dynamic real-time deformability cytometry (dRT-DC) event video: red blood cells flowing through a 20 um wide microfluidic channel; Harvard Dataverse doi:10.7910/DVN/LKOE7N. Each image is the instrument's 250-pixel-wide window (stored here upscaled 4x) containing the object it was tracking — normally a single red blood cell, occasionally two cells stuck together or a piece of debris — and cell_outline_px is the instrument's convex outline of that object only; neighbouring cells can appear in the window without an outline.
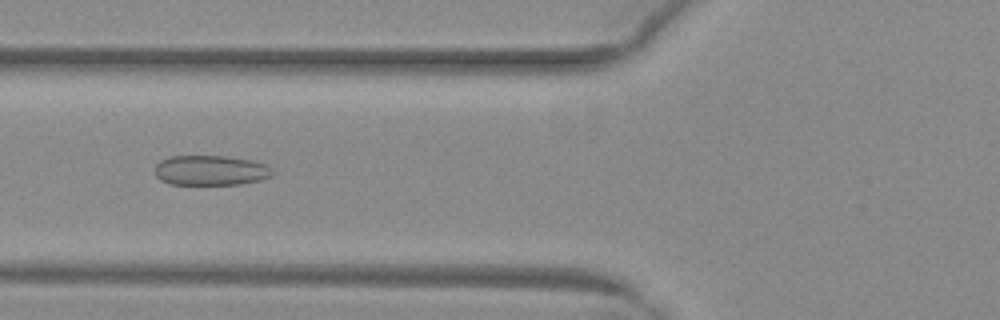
{"species": "common noctule bat (a hibernating species)", "species_latin": "Nyctalus noctula", "temperature_condition": "warm", "stored_images_in_passage": 10, "camera_frame_rate_fps": 3000, "um_per_image_px": 0.085, "animal": {"sex": "female", "body_mass_g": 29.2, "forearm_length_mm": 56.3}, "frame": {"image": 1, "passage_image": 4, "time_ms": 1.0, "image_size_px": [1000, 320], "cell_outline_px": [[276, 172], [272, 176], [260, 180], [240, 184], [168, 184], [160, 180], [156, 176], [156, 164], [160, 160], [168, 156], [224, 156], [252, 160], [264, 164], [272, 168]], "centroid_in_image_um": [17.92, 14.48], "position_along_channel_um": 107.9, "area_um2": 20.69}}
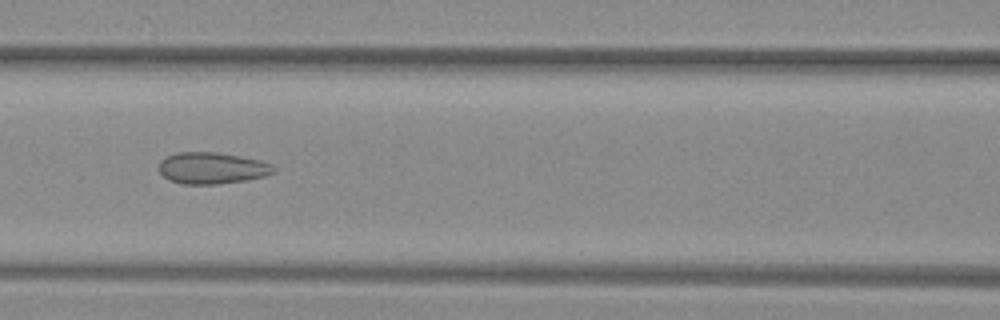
{"frame": {"image": 2, "passage_image": 7, "time_ms": 2.0, "image_size_px": [1000, 320], "cell_outline_px": [[276, 172], [264, 176], [244, 180], [216, 184], [184, 184], [168, 180], [160, 172], [160, 160], [176, 152], [216, 152], [260, 160], [272, 164], [276, 168]], "centroid_in_image_um": [18.03, 14.28], "position_along_channel_um": 148.6, "area_um2": 20.98}}